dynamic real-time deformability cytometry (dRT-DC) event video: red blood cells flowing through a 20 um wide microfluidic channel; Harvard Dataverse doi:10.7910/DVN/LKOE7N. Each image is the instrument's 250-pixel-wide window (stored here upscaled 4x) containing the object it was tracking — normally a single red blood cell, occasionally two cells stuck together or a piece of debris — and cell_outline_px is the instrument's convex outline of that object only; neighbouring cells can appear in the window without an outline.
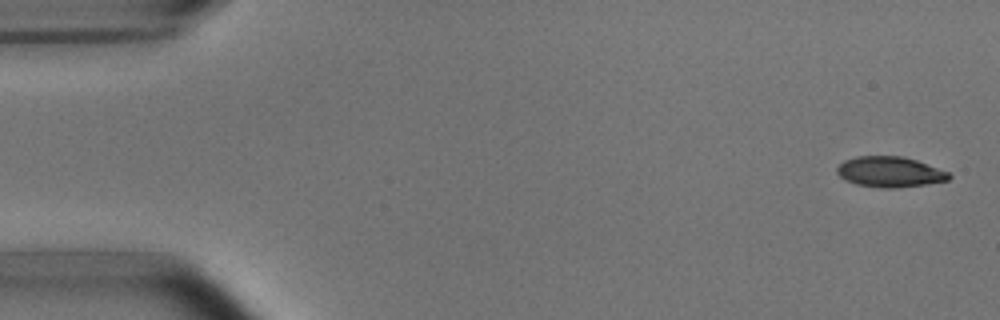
{"species": "common noctule bat (a hibernating species)", "species_latin": "Nyctalus noctula", "temperature_condition": "room temperature", "stored_images_in_passage": 4, "camera_frame_rate_fps": 3000, "um_per_image_px": 0.085, "animal": {"sex": "male", "body_mass_g": 15.6}, "frame": {"image": 1, "passage_image": 1, "time_ms": 0.0, "image_size_px": [1000, 320], "cell_outline_px": [[952, 176], [948, 180], [928, 184], [896, 188], [880, 188], [856, 184], [844, 180], [836, 172], [836, 168], [844, 160], [856, 156], [900, 156], [916, 160], [948, 172]], "centroid_in_image_um": [75.61, 14.62], "position_along_channel_um": 9.4, "area_um2": 19.94}}
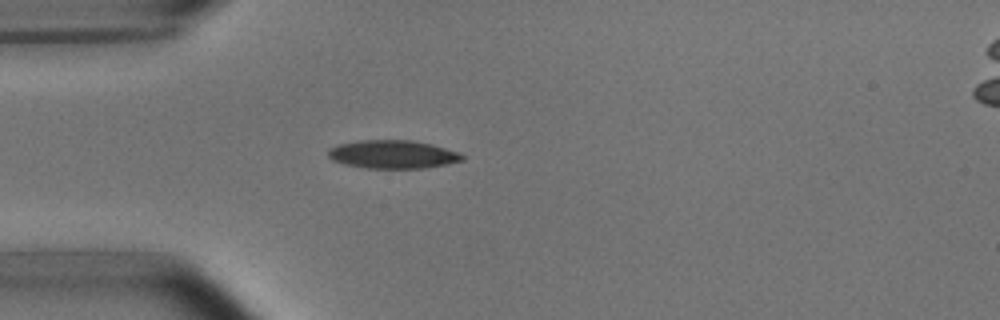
{"frame": {"image": 2, "passage_image": 4, "time_ms": 4.333, "image_size_px": [1000, 320], "cell_outline_px": [[464, 160], [448, 164], [428, 168], [364, 168], [344, 164], [332, 160], [328, 156], [328, 152], [332, 148], [340, 144], [360, 140], [412, 140], [432, 144], [456, 152], [464, 156]], "centroid_in_image_um": [33.4, 13.13], "position_along_channel_um": 51.6, "area_um2": 22.02}}